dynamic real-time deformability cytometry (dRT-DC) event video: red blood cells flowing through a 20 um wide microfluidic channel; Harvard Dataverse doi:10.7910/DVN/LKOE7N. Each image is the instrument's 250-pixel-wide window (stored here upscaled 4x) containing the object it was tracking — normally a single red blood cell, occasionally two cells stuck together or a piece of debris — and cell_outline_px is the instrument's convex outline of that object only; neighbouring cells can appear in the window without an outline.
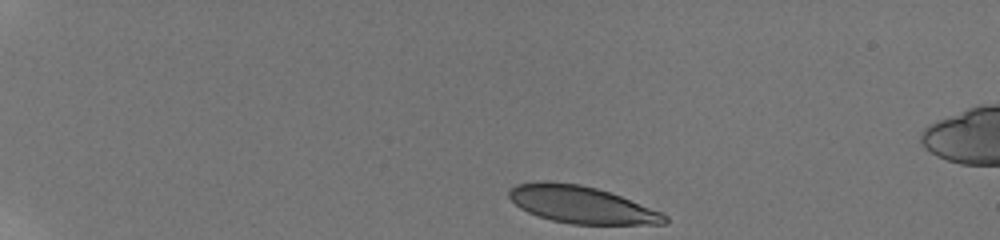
{"species": "human", "species_latin": "Homo sapiens", "temperature_condition": "room temperature", "stored_images_in_passage": 6, "camera_frame_rate_fps": 3000, "um_per_image_px": 0.085, "donor": {"sex": "male"}, "frame": {"image": 1, "passage_image": 1, "time_ms": 0.0, "image_size_px": [1000, 240], "cell_outline_px": [[668, 224], [572, 224], [552, 220], [528, 212], [520, 208], [508, 196], [508, 192], [516, 184], [544, 180], [580, 184], [596, 188], [620, 196], [664, 212], [668, 216]], "centroid_in_image_um": [49.45, 17.39], "position_along_channel_um": 35.5, "area_um2": 33.7}}